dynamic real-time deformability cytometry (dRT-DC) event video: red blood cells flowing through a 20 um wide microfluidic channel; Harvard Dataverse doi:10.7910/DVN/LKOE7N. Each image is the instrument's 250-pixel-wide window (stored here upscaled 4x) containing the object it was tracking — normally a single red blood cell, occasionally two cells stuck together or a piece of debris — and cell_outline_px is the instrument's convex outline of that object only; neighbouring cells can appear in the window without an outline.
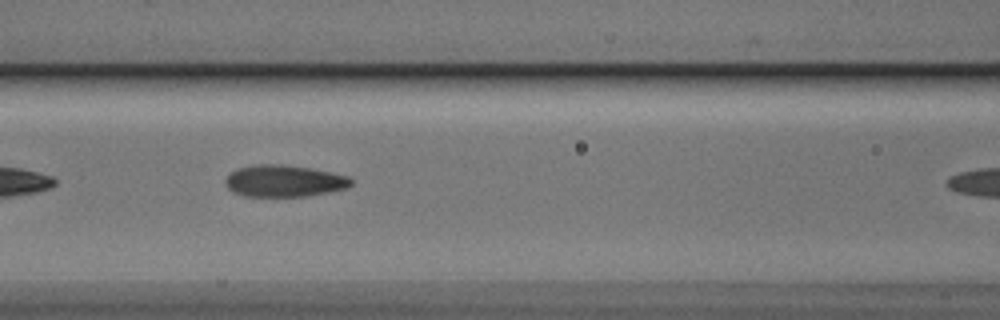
{"species": "Egyptian fruit bat (a non-hibernating species)", "species_latin": "Rousettus aegyptiacus", "temperature_condition": "cold", "stored_images_in_passage": 11, "camera_frame_rate_fps": 3000, "um_per_image_px": 0.085, "animal": {"sex": "male"}, "frame": {"image": 1, "passage_image": 7, "time_ms": 2.0, "image_size_px": [1000, 320], "cell_outline_px": [[352, 184], [348, 188], [328, 192], [304, 196], [244, 196], [232, 192], [224, 184], [224, 180], [236, 168], [256, 164], [280, 164], [312, 168], [348, 176], [352, 180]], "centroid_in_image_um": [24.13, 15.37], "position_along_channel_um": 142.5, "area_um2": 23.35}}
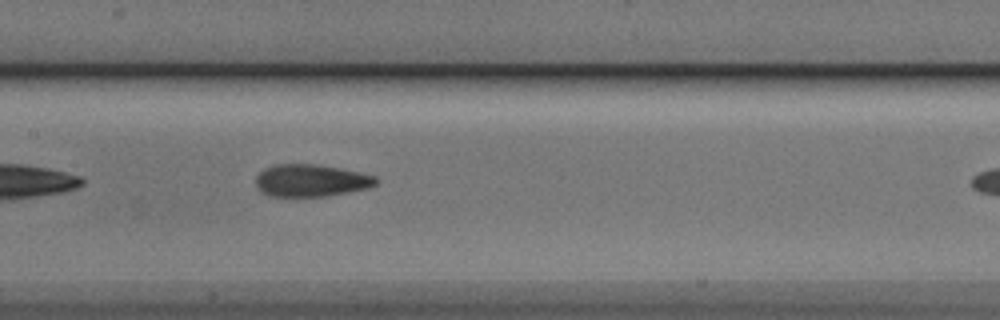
{"frame": {"image": 2, "passage_image": 10, "time_ms": 3.0, "image_size_px": [1000, 320], "cell_outline_px": [[380, 180], [376, 184], [368, 188], [328, 196], [268, 196], [260, 192], [256, 184], [256, 176], [264, 168], [276, 164], [316, 164], [340, 168], [376, 176]], "centroid_in_image_um": [26.43, 15.34], "position_along_channel_um": 181.0, "area_um2": 22.72}}